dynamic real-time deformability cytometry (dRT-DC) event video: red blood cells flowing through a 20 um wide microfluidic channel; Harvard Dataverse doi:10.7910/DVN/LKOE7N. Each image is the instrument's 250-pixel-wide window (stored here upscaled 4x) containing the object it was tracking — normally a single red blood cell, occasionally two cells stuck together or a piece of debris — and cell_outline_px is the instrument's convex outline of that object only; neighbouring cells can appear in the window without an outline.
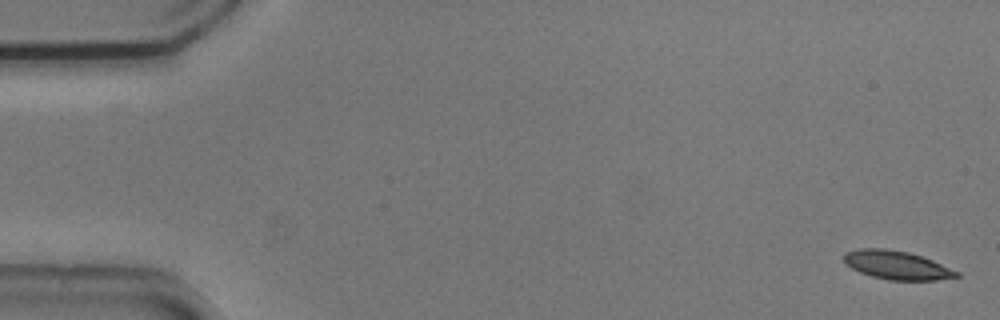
{"species": "common noctule bat (a hibernating species)", "species_latin": "Nyctalus noctula", "temperature_condition": "cold", "stored_images_in_passage": 54, "camera_frame_rate_fps": 3000, "um_per_image_px": 0.085, "animal": {"sex": "male", "body_mass_g": 20.5, "forearm_length_mm": 52.5}, "frame": {"image": 1, "passage_image": 1, "time_ms": 0.0, "image_size_px": [1000, 320], "cell_outline_px": [[960, 276], [936, 280], [888, 280], [872, 276], [860, 272], [852, 268], [844, 260], [844, 252], [860, 248], [884, 248], [908, 252], [932, 260], [960, 272]], "centroid_in_image_um": [76.23, 22.53], "position_along_channel_um": 8.8, "area_um2": 18.61}}
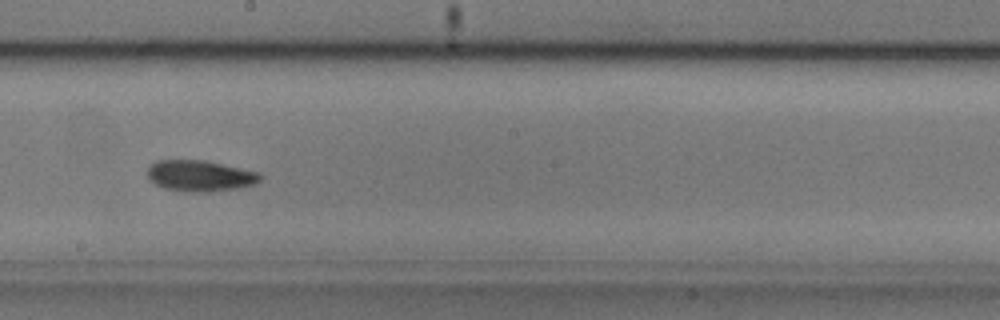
{"frame": {"image": 2, "passage_image": 30, "time_ms": 9.667, "image_size_px": [1000, 320], "cell_outline_px": [[264, 176], [256, 184], [240, 188], [208, 192], [188, 192], [164, 188], [156, 184], [148, 176], [148, 168], [156, 160], [208, 160], [260, 172]], "centroid_in_image_um": [17.08, 14.94], "position_along_channel_um": 231.1, "area_um2": 20.69}}
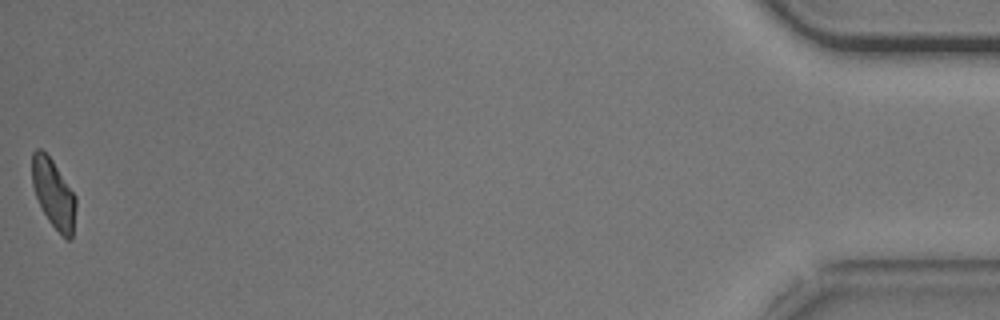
{"frame": {"image": 3, "passage_image": 54, "time_ms": 17.667, "image_size_px": [1000, 320], "cell_outline_px": [[76, 208], [72, 240], [68, 240], [48, 220], [36, 196], [32, 184], [32, 152], [36, 148], [40, 148], [52, 160], [76, 196]], "centroid_in_image_um": [4.56, 16.45], "position_along_channel_um": 430.6, "area_um2": 17.34}, "authors_computed_cell_mechanics": {"area_um2": 18.9873, "velocity_mm_per_s": 3.716, "shape_relaxation_time_tau1_ms": 2.6433, "shape_relaxation_time_tau2_ms": 9.8912, "deformation_change_tau1": 0.1101, "deformation_change_tau2": 0.1772}}